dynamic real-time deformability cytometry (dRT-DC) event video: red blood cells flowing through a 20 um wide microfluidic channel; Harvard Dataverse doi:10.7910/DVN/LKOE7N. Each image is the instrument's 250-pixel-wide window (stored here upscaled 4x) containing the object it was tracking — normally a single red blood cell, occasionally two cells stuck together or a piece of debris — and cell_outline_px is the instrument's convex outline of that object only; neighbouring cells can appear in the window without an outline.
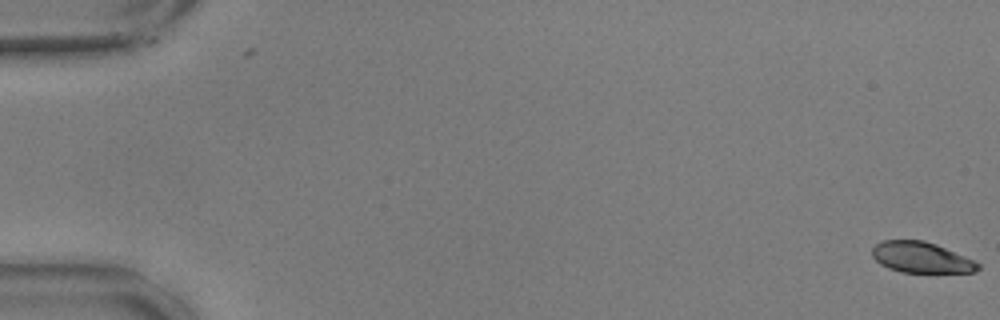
{"species": "common noctule bat (a hibernating species)", "species_latin": "Nyctalus noctula", "temperature_condition": "warm", "stored_images_in_passage": 2, "camera_frame_rate_fps": 3000, "um_per_image_px": 0.085, "animal": {"sex": "male", "body_mass_g": 17.9, "forearm_length_mm": 54.2}, "frame": {"image": 1, "passage_image": 2, "time_ms": 0.333, "image_size_px": [1000, 320], "cell_outline_px": [[980, 268], [976, 272], [900, 272], [888, 268], [880, 264], [872, 256], [872, 248], [876, 244], [884, 240], [924, 240], [936, 244], [972, 260], [980, 264]], "centroid_in_image_um": [78.27, 21.88], "position_along_channel_um": 6.7, "area_um2": 18.84}}